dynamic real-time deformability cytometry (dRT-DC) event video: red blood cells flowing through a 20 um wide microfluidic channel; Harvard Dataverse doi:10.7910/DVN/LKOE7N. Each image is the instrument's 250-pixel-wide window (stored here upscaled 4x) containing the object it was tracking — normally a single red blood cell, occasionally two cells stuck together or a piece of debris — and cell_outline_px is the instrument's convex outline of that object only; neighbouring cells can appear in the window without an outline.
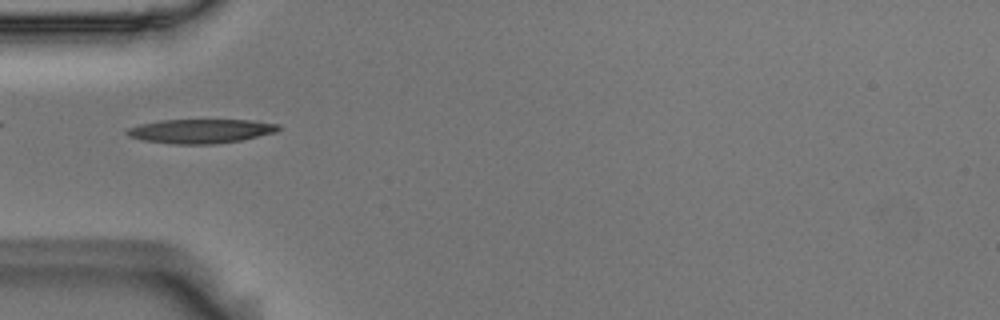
{"species": "Egyptian fruit bat (a non-hibernating species)", "species_latin": "Rousettus aegyptiacus", "temperature_condition": "room temperature", "stored_images_in_passage": 6, "camera_frame_rate_fps": 3000, "um_per_image_px": 0.085, "animal": {"sex": "male"}, "frame": {"image": 1, "passage_image": 4, "time_ms": 1.0, "image_size_px": [1000, 320], "cell_outline_px": [[280, 128], [276, 132], [240, 140], [212, 144], [172, 144], [140, 140], [128, 136], [124, 132], [128, 128], [140, 124], [160, 120], [248, 120], [280, 124]], "centroid_in_image_um": [17.01, 11.14], "position_along_channel_um": 68.0, "area_um2": 21.33}}
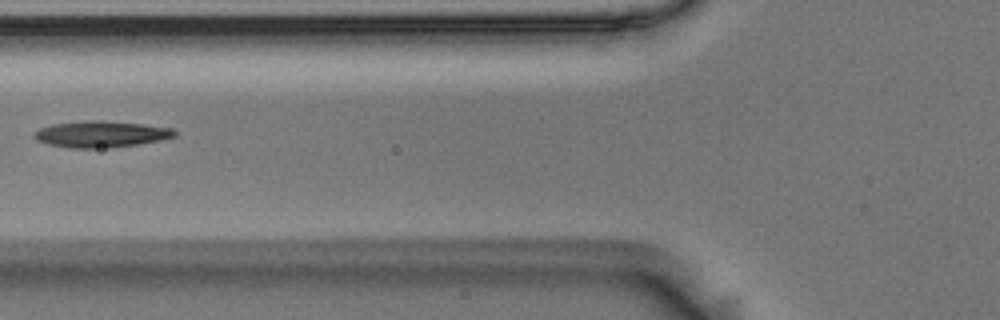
{"frame": {"image": 2, "passage_image": 5, "time_ms": 1.333, "image_size_px": [1000, 320], "cell_outline_px": [[176, 136], [160, 140], [136, 144], [96, 148], [72, 148], [48, 144], [36, 140], [32, 136], [40, 128], [52, 124], [84, 120], [96, 120], [144, 124], [172, 128], [176, 132]], "centroid_in_image_um": [8.56, 11.39], "position_along_channel_um": 117.2, "area_um2": 21.33}}